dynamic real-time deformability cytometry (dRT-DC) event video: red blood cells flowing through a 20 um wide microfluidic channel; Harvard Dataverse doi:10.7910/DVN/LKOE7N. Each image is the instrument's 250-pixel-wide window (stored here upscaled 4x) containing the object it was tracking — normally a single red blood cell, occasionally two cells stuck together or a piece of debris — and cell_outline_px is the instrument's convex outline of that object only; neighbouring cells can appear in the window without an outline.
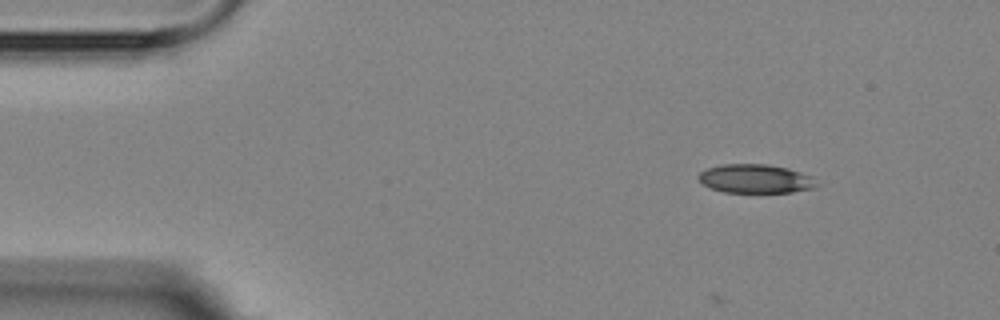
{"species": "Egyptian fruit bat (a non-hibernating species)", "species_latin": "Rousettus aegyptiacus", "temperature_condition": "room temperature", "stored_images_in_passage": 9, "camera_frame_rate_fps": 3000, "um_per_image_px": 0.085, "animal": {"sex": "female"}, "frame": {"image": 1, "passage_image": 1, "time_ms": 0.0, "image_size_px": [1000, 320], "cell_outline_px": [[820, 184], [816, 188], [792, 192], [724, 192], [712, 188], [704, 184], [696, 176], [700, 172], [708, 168], [720, 164], [768, 164], [788, 168], [812, 176]], "centroid_in_image_um": [64.26, 15.19], "position_along_channel_um": 20.7, "area_um2": 19.94}}
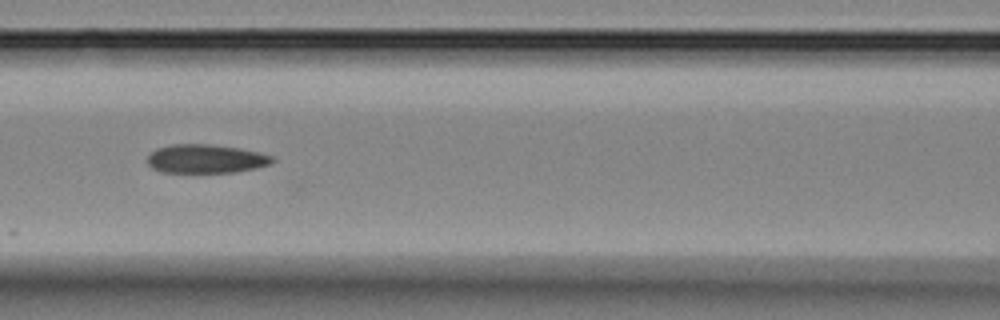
{"frame": {"image": 2, "passage_image": 6, "time_ms": 5.667, "image_size_px": [1000, 320], "cell_outline_px": [[276, 160], [272, 164], [256, 168], [236, 172], [160, 172], [152, 168], [148, 164], [148, 156], [156, 148], [172, 144], [208, 144], [240, 148], [260, 152], [272, 156]], "centroid_in_image_um": [17.53, 13.5], "position_along_channel_um": 149.1, "area_um2": 21.04}}
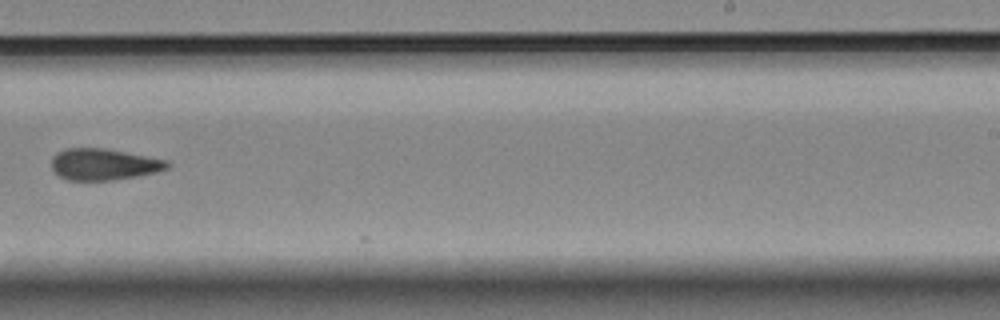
{"frame": {"image": 3, "passage_image": 9, "time_ms": 9.333, "image_size_px": [1000, 320], "cell_outline_px": [[172, 164], [168, 168], [156, 172], [140, 176], [112, 180], [68, 180], [60, 176], [52, 168], [52, 156], [56, 152], [68, 148], [104, 148], [168, 160]], "centroid_in_image_um": [8.84, 13.97], "position_along_channel_um": 280.2, "area_um2": 21.27}}